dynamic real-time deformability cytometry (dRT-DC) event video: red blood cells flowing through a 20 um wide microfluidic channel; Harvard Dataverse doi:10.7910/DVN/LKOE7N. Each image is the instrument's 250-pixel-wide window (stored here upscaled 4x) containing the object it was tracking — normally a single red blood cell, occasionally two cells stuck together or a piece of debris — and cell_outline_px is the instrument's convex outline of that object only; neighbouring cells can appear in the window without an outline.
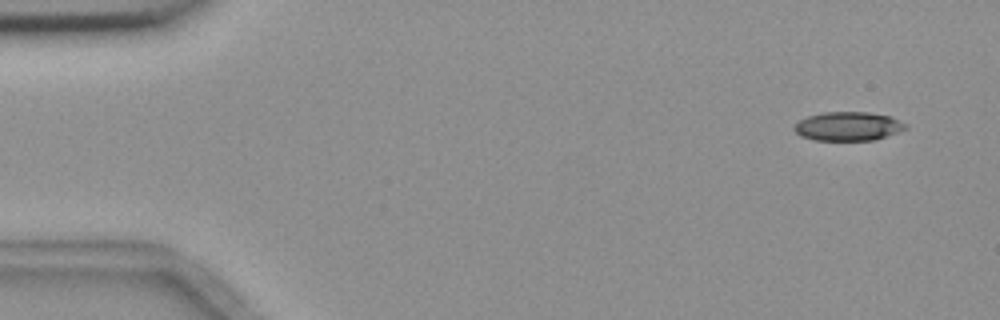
{"species": "common noctule bat (a hibernating species)", "species_latin": "Nyctalus noctula", "temperature_condition": "room temperature", "stored_images_in_passage": 5, "camera_frame_rate_fps": 3000, "um_per_image_px": 0.085, "animal": {"sex": "female", "body_mass_g": 18.4}, "frame": {"image": 1, "passage_image": 2, "time_ms": 1.0, "image_size_px": [1000, 320], "cell_outline_px": [[908, 128], [872, 140], [816, 140], [800, 136], [792, 128], [800, 120], [808, 116], [824, 112], [868, 112], [892, 116], [908, 124]], "centroid_in_image_um": [72.1, 10.72], "position_along_channel_um": 12.9, "area_um2": 18.67}}